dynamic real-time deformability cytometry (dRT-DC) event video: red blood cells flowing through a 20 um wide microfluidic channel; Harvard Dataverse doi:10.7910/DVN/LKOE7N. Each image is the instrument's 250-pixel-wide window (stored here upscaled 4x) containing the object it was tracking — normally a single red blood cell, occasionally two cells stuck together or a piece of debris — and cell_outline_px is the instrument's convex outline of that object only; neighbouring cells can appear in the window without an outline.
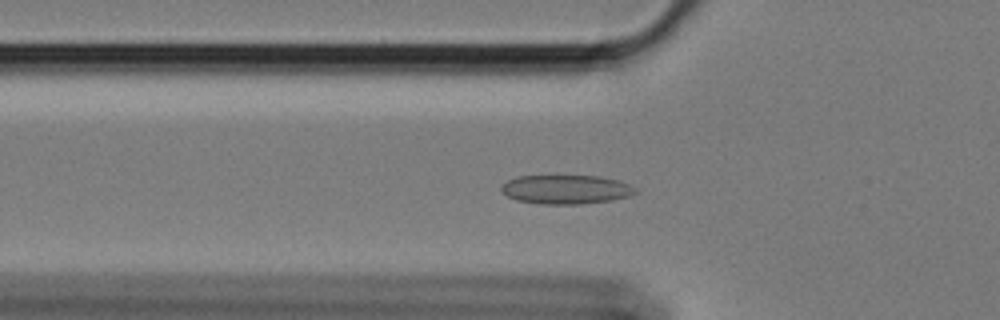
{"species": "Egyptian fruit bat (a non-hibernating species)", "species_latin": "Rousettus aegyptiacus", "temperature_condition": "cold", "stored_images_in_passage": 58, "camera_frame_rate_fps": 3000, "um_per_image_px": 0.085, "animal": {"sex": "female"}, "frame": {"image": 1, "passage_image": 19, "time_ms": 6.0, "image_size_px": [1000, 320], "cell_outline_px": [[640, 192], [628, 196], [612, 200], [580, 204], [540, 204], [516, 200], [508, 196], [500, 188], [508, 180], [516, 176], [600, 176], [620, 180], [632, 184]], "centroid_in_image_um": [48.18, 16.1], "position_along_channel_um": 77.6, "area_um2": 22.83}}
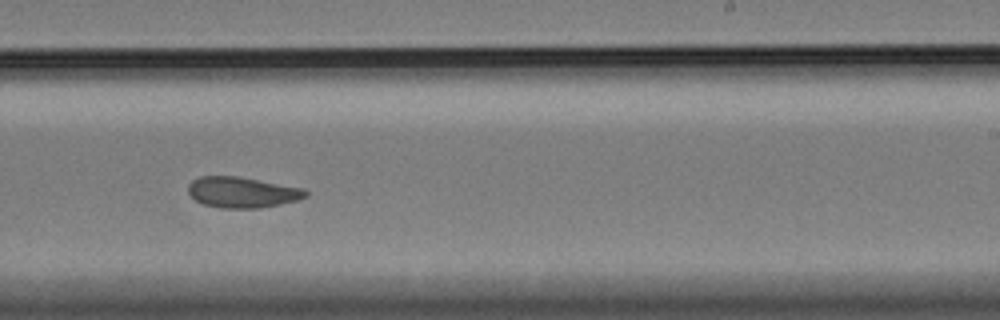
{"frame": {"image": 2, "passage_image": 36, "time_ms": 11.667, "image_size_px": [1000, 320], "cell_outline_px": [[308, 196], [300, 200], [260, 208], [220, 208], [204, 204], [196, 200], [188, 192], [188, 184], [192, 180], [200, 176], [236, 176], [304, 188], [308, 192]], "centroid_in_image_um": [20.61, 16.35], "position_along_channel_um": 268.4, "area_um2": 21.1}}
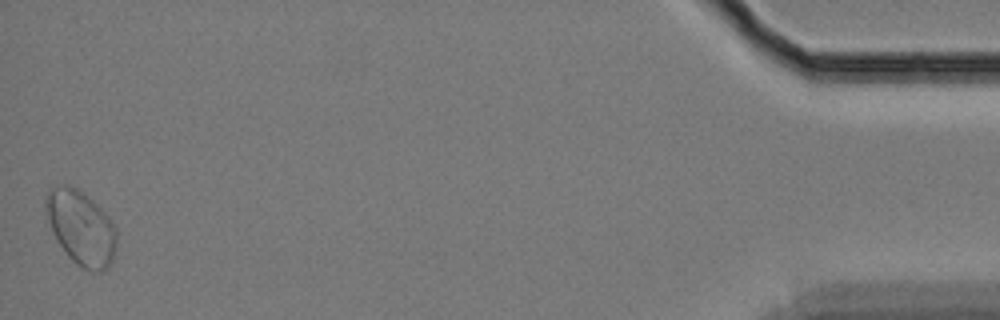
{"frame": {"image": 3, "passage_image": 58, "time_ms": 19.0, "image_size_px": [1000, 320], "cell_outline_px": [[116, 244], [112, 260], [104, 272], [92, 272], [76, 264], [68, 256], [56, 240], [52, 232], [44, 208], [44, 200], [48, 188], [64, 184], [68, 184], [76, 188], [92, 200], [112, 220], [116, 228]], "centroid_in_image_um": [6.86, 19.35], "position_along_channel_um": 428.3, "area_um2": 30.87}, "authors_computed_cell_mechanics": {"area_um2": 23.4379, "velocity_mm_per_s": 3.3562, "shape_relaxation_time_tau1_ms": null, "shape_relaxation_time_tau2_ms": 1.9826, "deformation_change_tau1": null, "deformation_change_tau2": 0.0607}}